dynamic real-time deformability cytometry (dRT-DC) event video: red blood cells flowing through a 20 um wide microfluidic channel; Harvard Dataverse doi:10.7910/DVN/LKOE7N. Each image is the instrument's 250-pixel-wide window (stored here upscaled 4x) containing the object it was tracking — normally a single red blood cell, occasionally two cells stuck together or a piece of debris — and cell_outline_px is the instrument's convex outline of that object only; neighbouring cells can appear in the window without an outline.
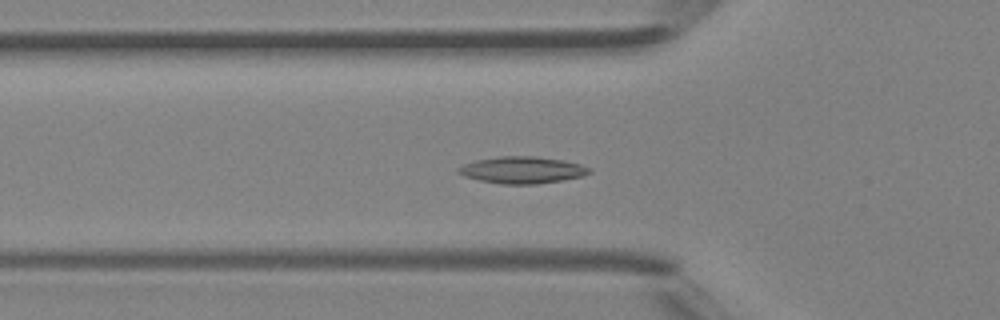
{"species": "Egyptian fruit bat (a non-hibernating species)", "species_latin": "Rousettus aegyptiacus", "temperature_condition": "room temperature", "stored_images_in_passage": 48, "camera_frame_rate_fps": 3000, "um_per_image_px": 0.085, "animal": {"sex": "female"}, "frame": {"image": 1, "passage_image": 17, "time_ms": 5.333, "image_size_px": [1000, 320], "cell_outline_px": [[592, 172], [580, 176], [564, 180], [536, 184], [500, 184], [480, 180], [464, 176], [456, 172], [456, 168], [464, 164], [476, 160], [500, 156], [536, 156], [564, 160], [580, 164], [588, 168]], "centroid_in_image_um": [44.36, 14.45], "position_along_channel_um": 81.4, "area_um2": 20.46}}
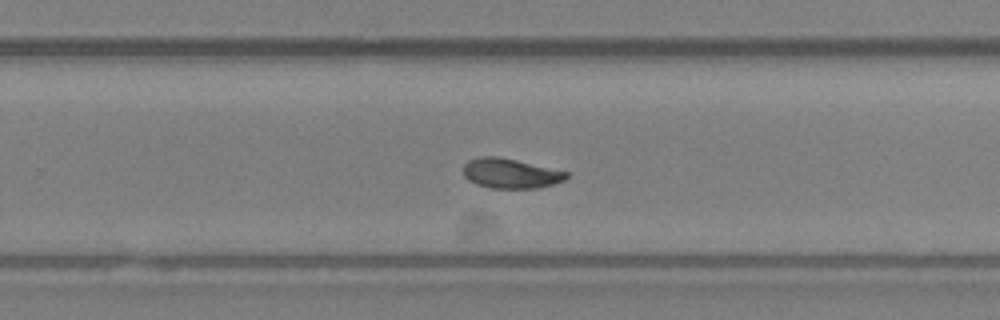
{"frame": {"image": 2, "passage_image": 31, "time_ms": 10.0, "image_size_px": [1000, 320], "cell_outline_px": [[568, 176], [564, 180], [540, 188], [492, 188], [476, 184], [468, 180], [464, 176], [464, 164], [468, 160], [480, 156], [496, 156], [516, 160], [568, 172]], "centroid_in_image_um": [43.37, 14.74], "position_along_channel_um": 286.4, "area_um2": 17.8}}
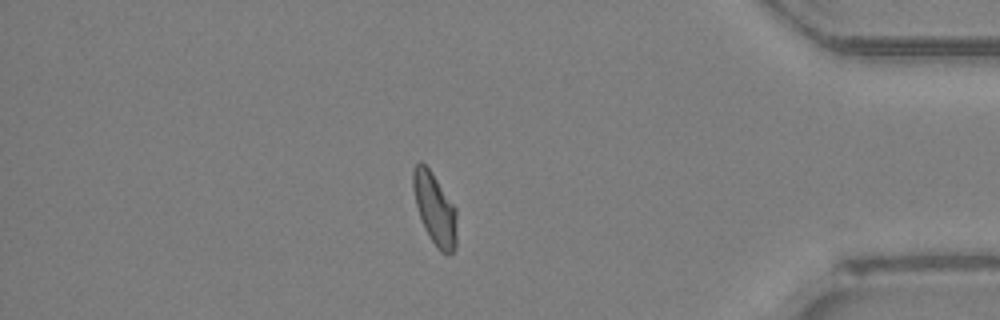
{"frame": {"image": 3, "passage_image": 41, "time_ms": 13.333, "image_size_px": [1000, 320], "cell_outline_px": [[456, 248], [448, 256], [440, 252], [424, 228], [416, 204], [412, 188], [412, 172], [416, 164], [420, 160], [432, 172], [456, 208]], "centroid_in_image_um": [36.96, 17.76], "position_along_channel_um": 398.2, "area_um2": 18.26}, "authors_computed_cell_mechanics": {"area_um2": 18.4671, "velocity_mm_per_s": 4.407, "shape_relaxation_time_tau1_ms": 6.1895, "shape_relaxation_time_tau2_ms": 8.1369, "deformation_change_tau1": 0.1408, "deformation_change_tau2": 0.1405}}